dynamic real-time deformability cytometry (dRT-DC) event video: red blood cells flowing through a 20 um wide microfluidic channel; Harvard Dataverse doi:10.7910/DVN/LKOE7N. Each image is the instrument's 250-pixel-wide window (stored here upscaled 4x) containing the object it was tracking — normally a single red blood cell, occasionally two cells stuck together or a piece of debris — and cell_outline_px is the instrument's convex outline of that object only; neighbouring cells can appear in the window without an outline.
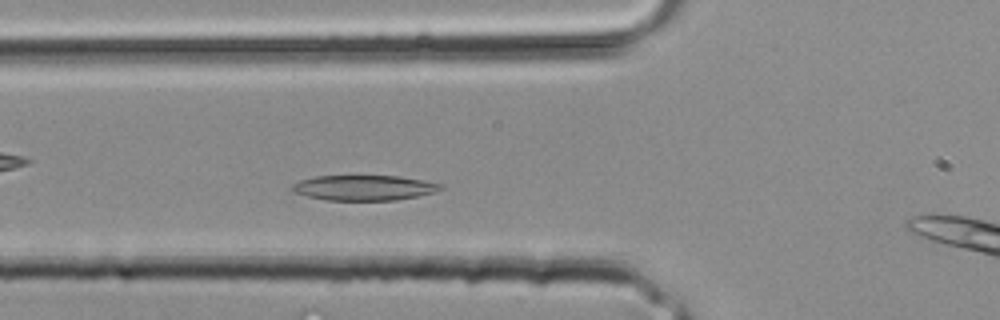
{"species": "common noctule bat (a hibernating species)", "species_latin": "Nyctalus noctula", "temperature_condition": "room temperature", "stored_images_in_passage": 23, "camera_frame_rate_fps": 3000, "um_per_image_px": 0.085, "animal": {"sex": "male", "body_mass_g": 20.4}, "frame": {"image": 1, "passage_image": 6, "time_ms": 1.667, "image_size_px": [1000, 320], "cell_outline_px": [[444, 188], [436, 192], [396, 200], [324, 200], [292, 192], [288, 188], [292, 184], [300, 180], [316, 176], [400, 176], [444, 184]], "centroid_in_image_um": [30.92, 15.96], "position_along_channel_um": 94.9, "area_um2": 21.96}}
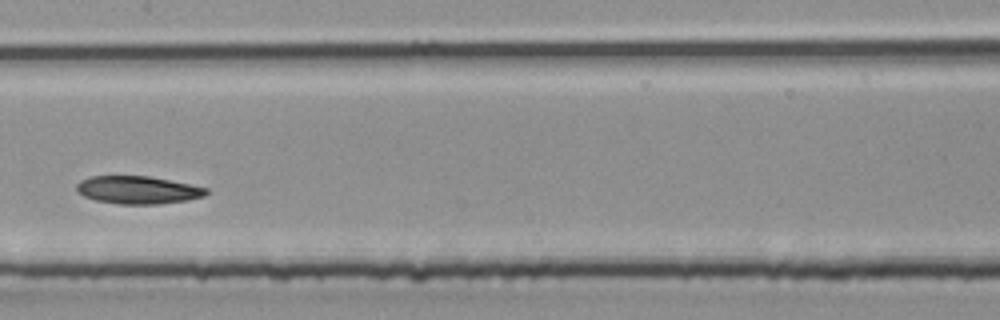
{"frame": {"image": 2, "passage_image": 11, "time_ms": 3.333, "image_size_px": [1000, 320], "cell_outline_px": [[208, 192], [204, 196], [188, 200], [160, 204], [120, 204], [96, 200], [84, 196], [76, 192], [76, 184], [80, 180], [92, 176], [148, 176], [208, 188]], "centroid_in_image_um": [11.69, 16.15], "position_along_channel_um": 195.7, "area_um2": 20.92}}
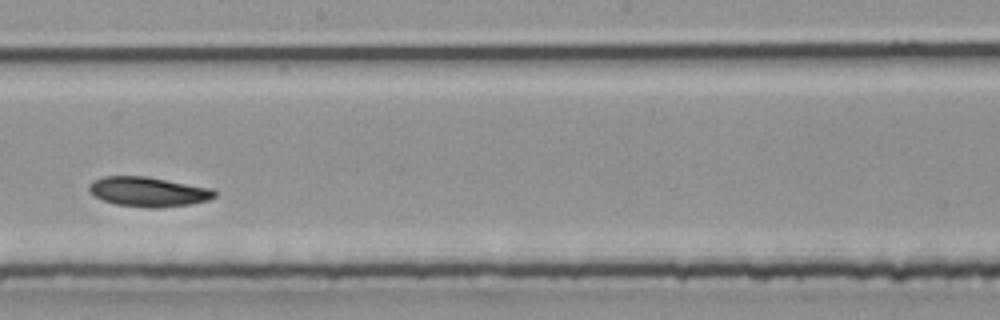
{"frame": {"image": 3, "passage_image": 13, "time_ms": 4.0, "image_size_px": [1000, 320], "cell_outline_px": [[216, 196], [208, 200], [188, 204], [156, 208], [148, 208], [116, 204], [104, 200], [88, 192], [88, 184], [92, 180], [104, 176], [144, 176], [216, 188]], "centroid_in_image_um": [12.61, 16.28], "position_along_channel_um": 235.6, "area_um2": 21.85}}